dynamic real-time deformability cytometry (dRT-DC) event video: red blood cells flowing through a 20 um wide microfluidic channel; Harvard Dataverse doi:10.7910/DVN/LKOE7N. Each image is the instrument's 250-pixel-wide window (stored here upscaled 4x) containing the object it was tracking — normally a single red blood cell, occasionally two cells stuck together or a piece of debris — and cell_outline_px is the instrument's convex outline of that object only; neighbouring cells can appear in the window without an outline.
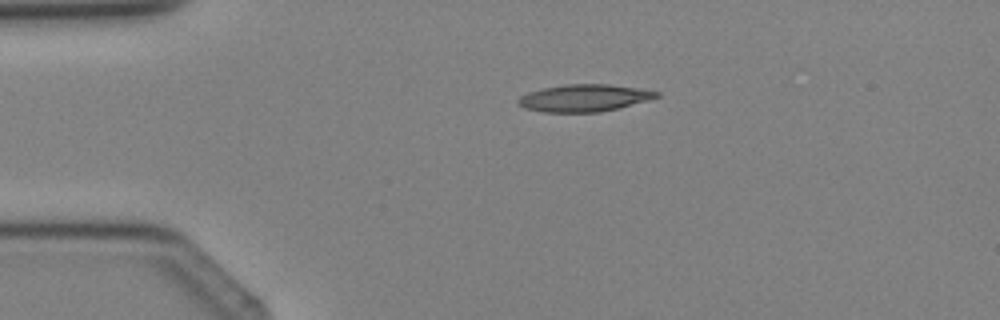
{"species": "Egyptian fruit bat (a non-hibernating species)", "species_latin": "Rousettus aegyptiacus", "temperature_condition": "cold", "stored_images_in_passage": 2, "camera_frame_rate_fps": 3000, "um_per_image_px": 0.085, "animal": {"sex": "female"}, "frame": {"image": 1, "passage_image": 2, "time_ms": 1.0, "image_size_px": [1000, 320], "cell_outline_px": [[660, 96], [648, 100], [620, 108], [600, 112], [544, 112], [524, 108], [516, 104], [516, 100], [520, 96], [528, 92], [544, 88], [564, 84], [608, 84], [636, 88], [660, 92]], "centroid_in_image_um": [49.62, 8.33], "position_along_channel_um": 35.4, "area_um2": 21.96}}